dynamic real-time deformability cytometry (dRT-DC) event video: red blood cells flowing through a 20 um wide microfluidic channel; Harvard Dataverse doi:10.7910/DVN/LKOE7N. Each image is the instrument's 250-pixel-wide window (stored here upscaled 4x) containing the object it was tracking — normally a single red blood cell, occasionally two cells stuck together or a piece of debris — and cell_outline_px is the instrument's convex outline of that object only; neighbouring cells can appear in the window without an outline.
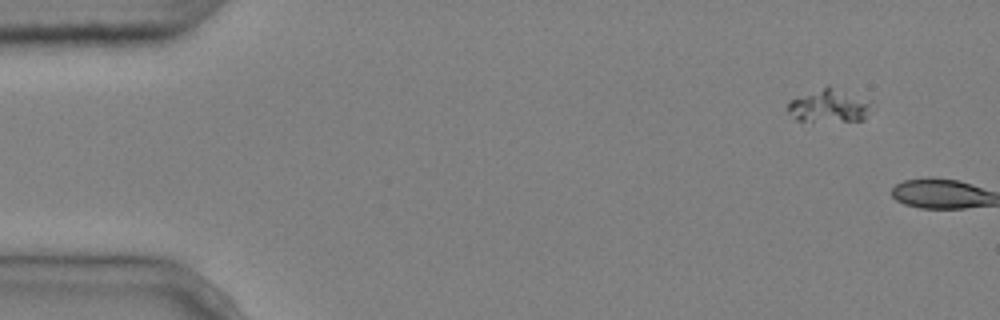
{"species": "common noctule bat (a hibernating species)", "species_latin": "Nyctalus noctula", "temperature_condition": "cold", "stored_images_in_passage": 9, "camera_frame_rate_fps": 3000, "um_per_image_px": 0.085, "animal": {"sex": "male", "body_mass_g": 20.4}, "frame": {"image": 1, "passage_image": 1, "time_ms": 0.0, "image_size_px": [1000, 320], "cell_outline_px": [[868, 108], [864, 120], [796, 120], [788, 112], [788, 100], [828, 84], [868, 100]], "centroid_in_image_um": [70.39, 8.95], "position_along_channel_um": 14.6, "area_um2": 15.78}}
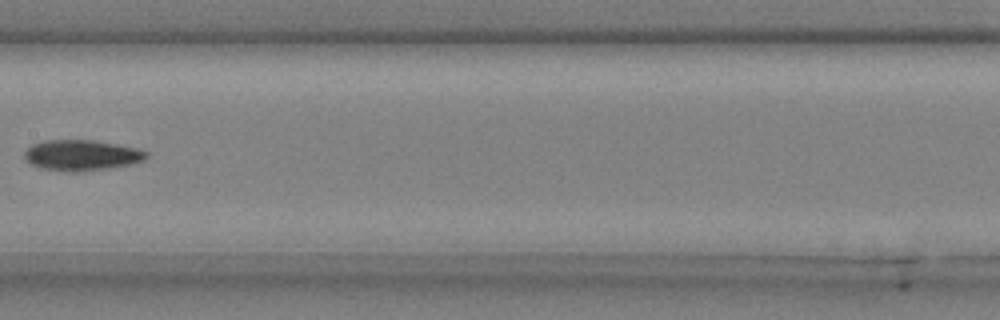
{"frame": {"image": 2, "passage_image": 8, "time_ms": 2.333, "image_size_px": [1000, 320], "cell_outline_px": [[148, 156], [144, 160], [132, 164], [108, 168], [76, 172], [68, 172], [40, 168], [32, 164], [24, 156], [24, 152], [32, 144], [48, 140], [92, 140], [140, 148], [148, 152]], "centroid_in_image_um": [6.97, 13.19], "position_along_channel_um": 200.4, "area_um2": 21.79}}
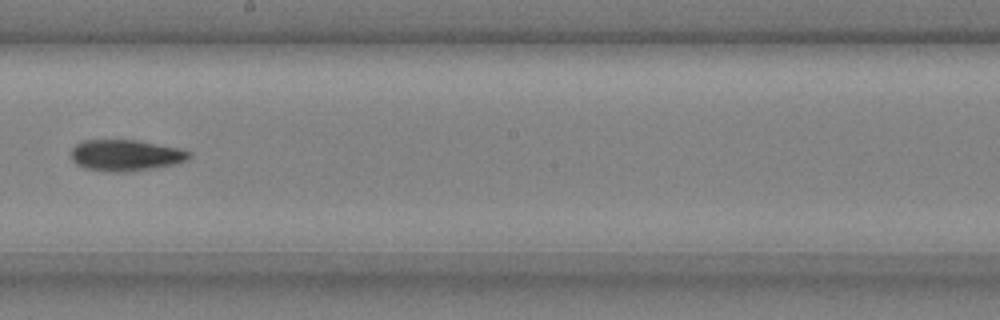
{"frame": {"image": 3, "passage_image": 9, "time_ms": 2.667, "image_size_px": [1000, 320], "cell_outline_px": [[192, 156], [188, 160], [176, 164], [152, 168], [124, 172], [108, 172], [84, 168], [76, 164], [72, 160], [72, 148], [76, 144], [84, 140], [132, 140], [176, 148], [192, 152]], "centroid_in_image_um": [10.67, 13.21], "position_along_channel_um": 237.5, "area_um2": 21.33}}